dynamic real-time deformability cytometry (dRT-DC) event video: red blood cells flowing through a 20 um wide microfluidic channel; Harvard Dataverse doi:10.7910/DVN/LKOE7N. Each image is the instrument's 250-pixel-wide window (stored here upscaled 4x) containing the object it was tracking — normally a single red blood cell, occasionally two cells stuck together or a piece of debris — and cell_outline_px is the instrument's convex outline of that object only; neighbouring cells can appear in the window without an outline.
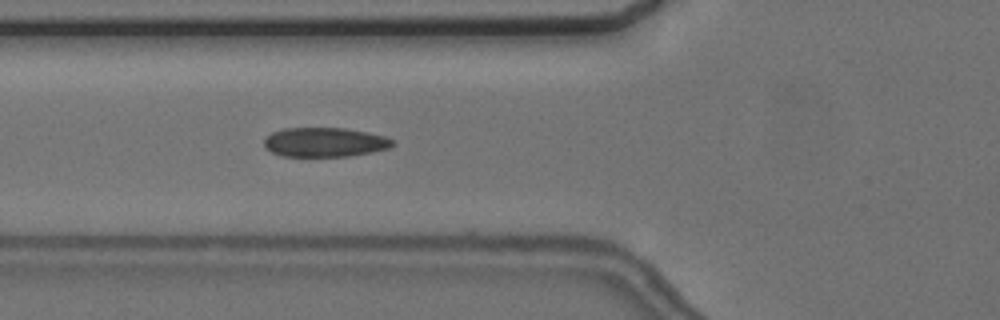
{"species": "common noctule bat (a hibernating species)", "species_latin": "Nyctalus noctula", "temperature_condition": "cold", "stored_images_in_passage": 6, "camera_frame_rate_fps": 3000, "um_per_image_px": 0.085, "animal": {"sex": "female", "body_mass_g": 24.6, "forearm_length_mm": 56.2}, "frame": {"image": 1, "passage_image": 6, "time_ms": 5.667, "image_size_px": [1000, 320], "cell_outline_px": [[396, 144], [388, 148], [372, 152], [348, 156], [284, 156], [272, 152], [264, 148], [264, 140], [272, 132], [284, 128], [344, 128], [368, 132], [384, 136], [396, 140]], "centroid_in_image_um": [27.63, 12.08], "position_along_channel_um": 98.2, "area_um2": 22.02}}